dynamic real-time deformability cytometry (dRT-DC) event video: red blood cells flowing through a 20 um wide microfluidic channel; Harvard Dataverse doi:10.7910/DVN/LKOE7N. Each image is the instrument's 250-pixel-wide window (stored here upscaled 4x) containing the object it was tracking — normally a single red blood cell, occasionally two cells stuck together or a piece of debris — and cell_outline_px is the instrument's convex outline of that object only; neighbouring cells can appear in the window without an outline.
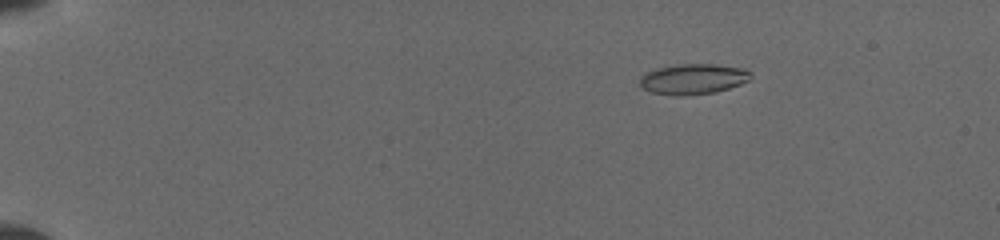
{"species": "common noctule bat (a hibernating species)", "species_latin": "Nyctalus noctula", "temperature_condition": "cold", "stored_images_in_passage": 30, "camera_frame_rate_fps": 3000, "um_per_image_px": 0.085, "animal": {"sex": "female", "body_mass_g": 19.5, "forearm_length_mm": 54.1}, "frame": {"image": 1, "passage_image": 1, "time_ms": 0.0, "image_size_px": [1000, 240], "cell_outline_px": [[752, 76], [748, 80], [740, 84], [716, 92], [680, 96], [676, 96], [652, 92], [644, 88], [640, 84], [640, 76], [644, 72], [656, 68], [676, 64], [716, 64], [740, 68], [752, 72]], "centroid_in_image_um": [58.89, 6.71], "position_along_channel_um": 26.1, "area_um2": 19.71}}
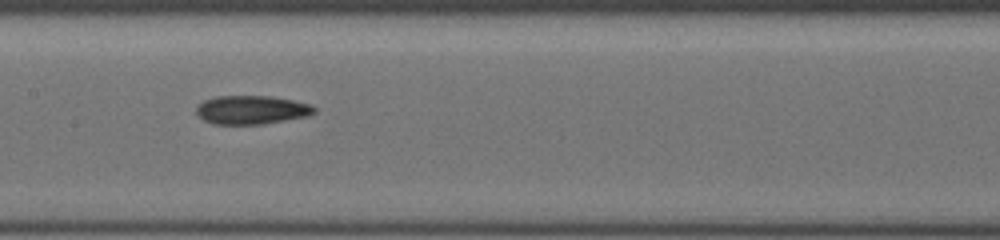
{"frame": {"image": 2, "passage_image": 18, "time_ms": 6.667, "image_size_px": [1000, 240], "cell_outline_px": [[316, 112], [308, 116], [264, 124], [212, 124], [196, 116], [196, 108], [204, 100], [216, 96], [272, 96], [312, 104], [316, 108]], "centroid_in_image_um": [21.39, 9.34], "position_along_channel_um": 186.0, "area_um2": 19.88}}
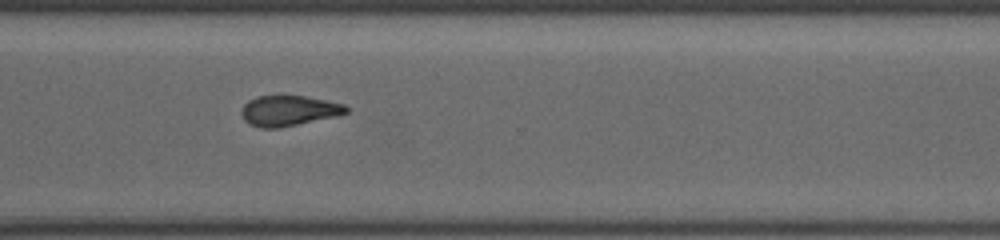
{"frame": {"image": 3, "passage_image": 29, "time_ms": 10.667, "image_size_px": [1000, 240], "cell_outline_px": [[348, 112], [340, 116], [280, 128], [260, 128], [248, 124], [244, 120], [240, 112], [244, 104], [248, 100], [256, 96], [280, 92], [304, 96], [344, 104], [348, 108]], "centroid_in_image_um": [24.51, 9.38], "position_along_channel_um": 346.1, "area_um2": 19.48}}